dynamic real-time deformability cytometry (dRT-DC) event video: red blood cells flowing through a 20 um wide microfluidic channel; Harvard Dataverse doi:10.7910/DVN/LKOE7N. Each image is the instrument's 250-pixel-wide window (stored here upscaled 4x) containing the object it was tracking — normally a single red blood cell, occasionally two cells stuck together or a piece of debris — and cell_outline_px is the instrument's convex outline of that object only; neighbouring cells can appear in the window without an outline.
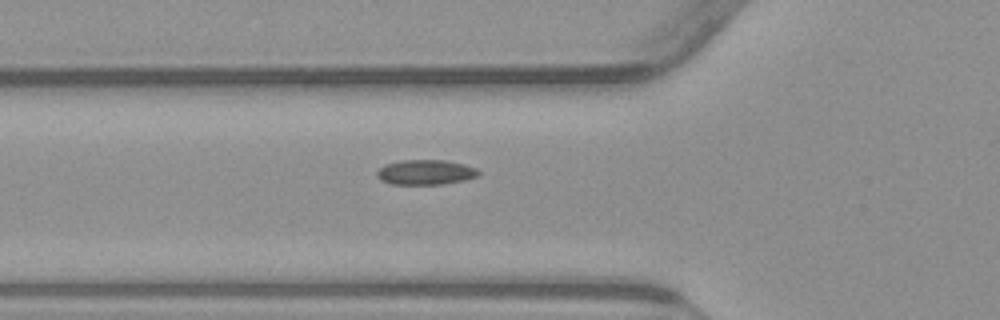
{"species": "common noctule bat (a hibernating species)", "species_latin": "Nyctalus noctula", "temperature_condition": "warm", "stored_images_in_passage": 40, "camera_frame_rate_fps": 3000, "um_per_image_px": 0.085, "animal": {"sex": "male", "body_mass_g": 23.1, "forearm_length_mm": 52.7}, "frame": {"image": 1, "passage_image": 5, "time_ms": 1.333, "image_size_px": [1000, 320], "cell_outline_px": [[480, 176], [464, 180], [444, 184], [392, 184], [380, 180], [376, 176], [376, 172], [384, 164], [400, 160], [444, 160], [464, 164], [476, 168], [480, 172]], "centroid_in_image_um": [36.17, 14.64], "position_along_channel_um": 89.6, "area_um2": 14.91}}
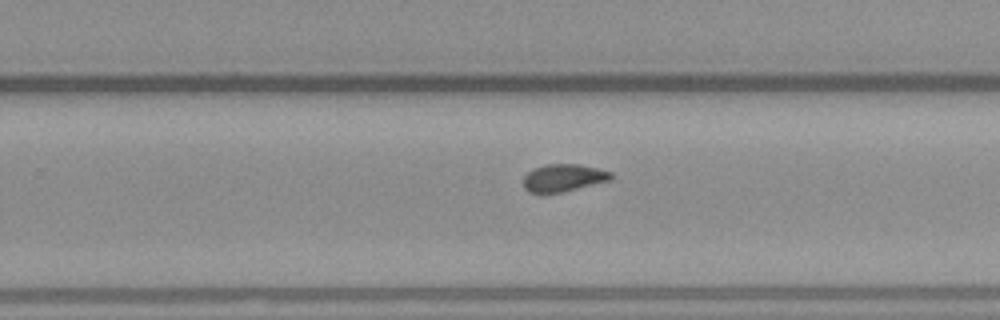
{"frame": {"image": 2, "passage_image": 20, "time_ms": 6.333, "image_size_px": [1000, 320], "cell_outline_px": [[612, 180], [560, 192], [528, 192], [524, 188], [524, 176], [532, 168], [544, 164], [580, 164], [612, 172]], "centroid_in_image_um": [47.89, 15.09], "position_along_channel_um": 281.9, "area_um2": 13.93}}
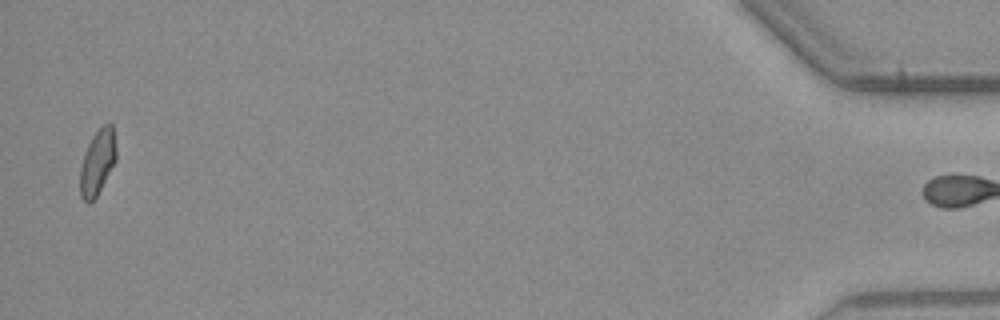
{"frame": {"image": 3, "passage_image": 39, "time_ms": 12.667, "image_size_px": [1000, 320], "cell_outline_px": [[116, 160], [96, 196], [88, 204], [80, 196], [80, 168], [88, 144], [92, 136], [108, 120], [112, 124], [116, 148]], "centroid_in_image_um": [8.29, 13.76], "position_along_channel_um": 426.9, "area_um2": 13.53}, "authors_computed_cell_mechanics": {"area_um2": 14.1321, "velocity_mm_per_s": 3.8303, "shape_relaxation_time_tau1_ms": null, "shape_relaxation_time_tau2_ms": 2.3124, "deformation_change_tau1": null, "deformation_change_tau2": 0.0567}}